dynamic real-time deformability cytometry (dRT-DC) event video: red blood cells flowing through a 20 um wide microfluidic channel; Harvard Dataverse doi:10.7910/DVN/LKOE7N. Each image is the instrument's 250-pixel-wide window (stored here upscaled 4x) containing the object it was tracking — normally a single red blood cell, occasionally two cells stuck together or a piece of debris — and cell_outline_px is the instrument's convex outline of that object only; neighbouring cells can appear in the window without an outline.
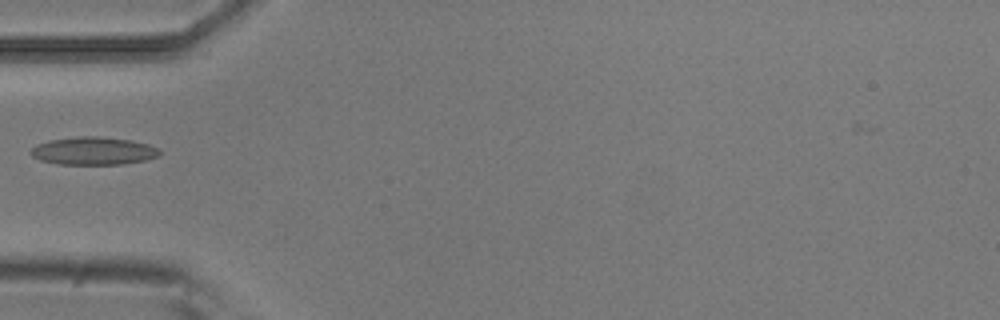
{"species": "common noctule bat (a hibernating species)", "species_latin": "Nyctalus noctula", "temperature_condition": "room temperature", "stored_images_in_passage": 1, "camera_frame_rate_fps": 3000, "um_per_image_px": 0.085, "animal": {"sex": "male", "body_mass_g": 20.5, "forearm_length_mm": 52.5}, "frame": {"image": 1, "passage_image": 1, "time_ms": 0.0, "image_size_px": [1000, 320], "cell_outline_px": [[160, 156], [144, 160], [120, 164], [56, 164], [40, 160], [32, 156], [28, 152], [36, 144], [52, 140], [80, 136], [96, 136], [132, 140], [148, 144], [160, 148]], "centroid_in_image_um": [7.94, 12.83], "position_along_channel_um": 77.1, "area_um2": 20.92}}